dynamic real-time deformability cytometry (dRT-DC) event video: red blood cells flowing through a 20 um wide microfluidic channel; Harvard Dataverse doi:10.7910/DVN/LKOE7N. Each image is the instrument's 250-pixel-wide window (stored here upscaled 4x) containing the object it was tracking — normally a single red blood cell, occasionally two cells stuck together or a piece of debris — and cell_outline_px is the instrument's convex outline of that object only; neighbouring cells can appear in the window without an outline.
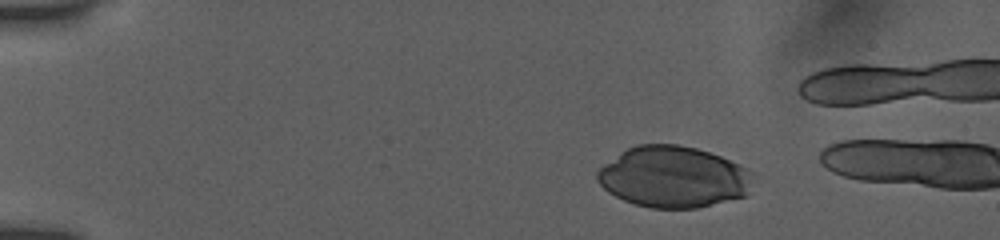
{"species": "human", "species_latin": "Homo sapiens", "temperature_condition": "room temperature", "stored_images_in_passage": 3, "camera_frame_rate_fps": 3000, "um_per_image_px": 0.085, "donor": {"sex": "female"}, "frame": {"image": 1, "passage_image": 1, "time_ms": 0.0, "image_size_px": [1000, 240], "cell_outline_px": [[752, 172], [748, 196], [696, 208], [652, 208], [636, 204], [624, 200], [608, 192], [596, 180], [596, 172], [604, 164], [620, 152], [636, 144], [680, 144], [696, 148], [720, 156], [740, 164]], "centroid_in_image_um": [57.23, 15.04], "position_along_channel_um": 27.8, "area_um2": 55.66}}